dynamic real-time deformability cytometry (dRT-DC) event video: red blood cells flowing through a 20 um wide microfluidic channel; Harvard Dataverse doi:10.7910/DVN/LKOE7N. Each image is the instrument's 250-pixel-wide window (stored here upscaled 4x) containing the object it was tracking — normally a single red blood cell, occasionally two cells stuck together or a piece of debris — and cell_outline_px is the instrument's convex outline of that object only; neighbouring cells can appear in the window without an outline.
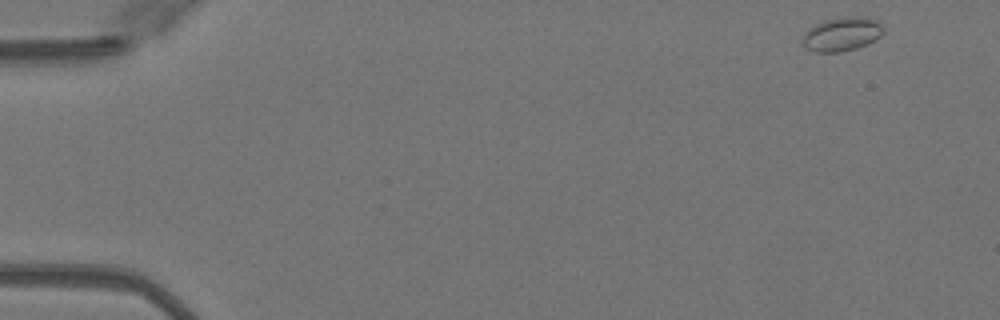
{"species": "Egyptian fruit bat (a non-hibernating species)", "species_latin": "Rousettus aegyptiacus", "temperature_condition": "warm", "stored_images_in_passage": 9, "camera_frame_rate_fps": 3000, "um_per_image_px": 0.085, "animal": {"sex": "female"}, "frame": {"image": 1, "passage_image": 1, "time_ms": 0.0, "image_size_px": [1000, 320], "cell_outline_px": [[884, 32], [876, 40], [868, 44], [856, 48], [840, 52], [816, 52], [804, 48], [800, 44], [804, 36], [816, 24], [824, 20], [848, 16], [864, 16], [880, 20], [884, 24]], "centroid_in_image_um": [71.63, 2.89], "position_along_channel_um": 13.4, "area_um2": 16.24}}